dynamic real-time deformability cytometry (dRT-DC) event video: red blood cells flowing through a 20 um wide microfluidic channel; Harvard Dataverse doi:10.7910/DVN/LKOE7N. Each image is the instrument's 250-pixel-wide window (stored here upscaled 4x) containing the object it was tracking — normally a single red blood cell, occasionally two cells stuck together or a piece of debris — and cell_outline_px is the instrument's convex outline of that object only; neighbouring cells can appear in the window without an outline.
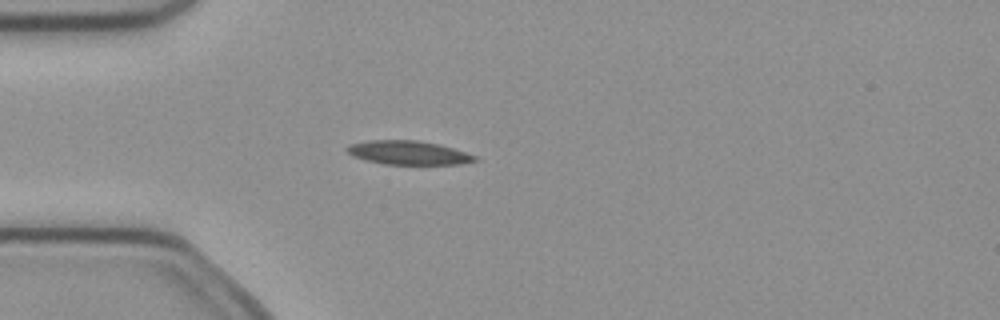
{"species": "common noctule bat (a hibernating species)", "species_latin": "Nyctalus noctula", "temperature_condition": "cold", "stored_images_in_passage": 4, "camera_frame_rate_fps": 3000, "um_per_image_px": 0.085, "animal": {"sex": "female", "body_mass_g": 21.9}, "frame": {"image": 1, "passage_image": 4, "time_ms": 1.0, "image_size_px": [1000, 320], "cell_outline_px": [[480, 160], [460, 164], [384, 164], [364, 160], [352, 156], [344, 148], [348, 144], [368, 140], [416, 140], [440, 144], [476, 156]], "centroid_in_image_um": [34.66, 12.98], "position_along_channel_um": 50.3, "area_um2": 17.86}}